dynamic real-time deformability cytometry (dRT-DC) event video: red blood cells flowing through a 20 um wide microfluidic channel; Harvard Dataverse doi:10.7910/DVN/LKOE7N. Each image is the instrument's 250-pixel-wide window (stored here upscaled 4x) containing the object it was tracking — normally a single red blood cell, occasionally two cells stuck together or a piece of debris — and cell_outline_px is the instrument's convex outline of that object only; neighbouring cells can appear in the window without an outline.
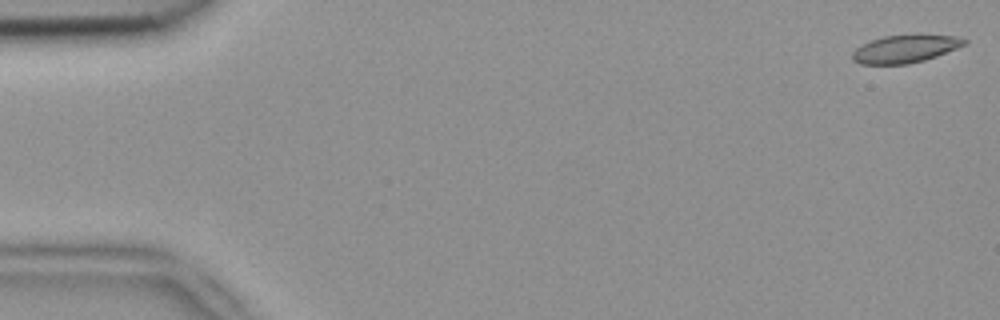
{"species": "common noctule bat (a hibernating species)", "species_latin": "Nyctalus noctula", "temperature_condition": "room temperature", "stored_images_in_passage": 5, "camera_frame_rate_fps": 3000, "um_per_image_px": 0.085, "animal": {"sex": "female", "body_mass_g": 18.4}, "frame": {"image": 1, "passage_image": 1, "time_ms": 0.0, "image_size_px": [1000, 320], "cell_outline_px": [[968, 44], [936, 56], [924, 60], [908, 64], [860, 64], [852, 60], [852, 52], [856, 48], [872, 40], [884, 36], [956, 36], [968, 40]], "centroid_in_image_um": [76.93, 4.18], "position_along_channel_um": 8.1, "area_um2": 17.69}}